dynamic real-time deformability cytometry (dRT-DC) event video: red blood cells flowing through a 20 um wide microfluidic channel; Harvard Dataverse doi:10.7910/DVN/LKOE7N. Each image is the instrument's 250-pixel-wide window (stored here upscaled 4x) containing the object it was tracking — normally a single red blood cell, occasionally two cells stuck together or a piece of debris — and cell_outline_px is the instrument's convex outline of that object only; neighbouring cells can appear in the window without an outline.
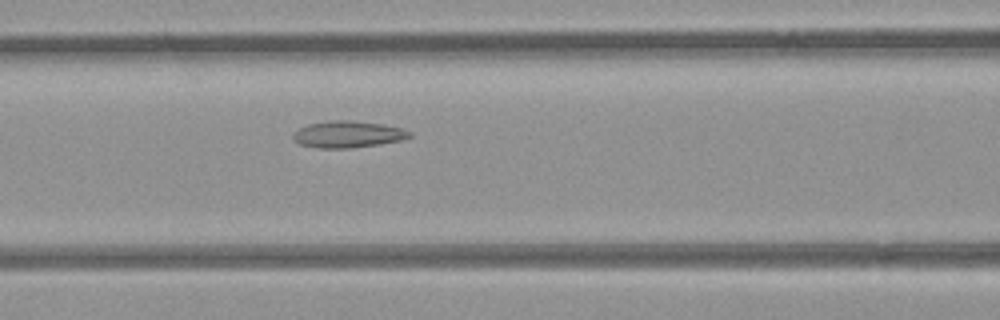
{"species": "common noctule bat (a hibernating species)", "species_latin": "Nyctalus noctula", "temperature_condition": "room temperature", "stored_images_in_passage": 38, "segment_of_instrument_passage": [1, 2], "camera_frame_rate_fps": 3000, "um_per_image_px": 0.085, "animal": {"sex": "female", "body_mass_g": 21.9}, "frame": {"image": 1, "passage_image": 17, "time_ms": 5.333, "image_size_px": [1000, 320], "cell_outline_px": [[412, 136], [404, 140], [380, 144], [352, 148], [316, 148], [300, 144], [292, 140], [292, 136], [300, 128], [308, 124], [328, 120], [352, 120], [380, 124], [400, 128], [412, 132]], "centroid_in_image_um": [29.57, 11.42], "position_along_channel_um": 137.0, "area_um2": 18.21}}
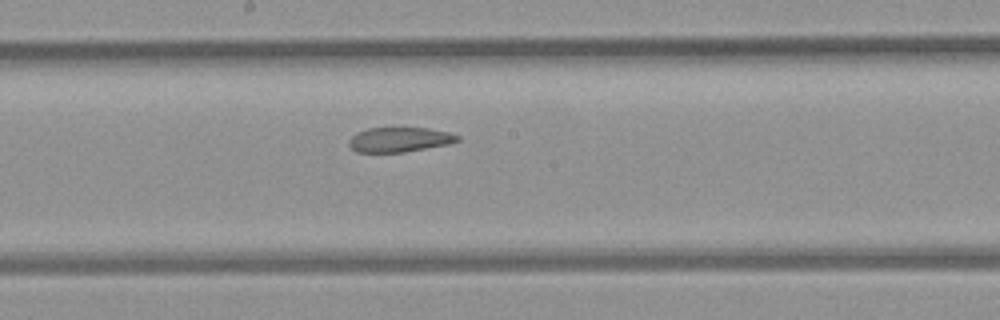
{"frame": {"image": 2, "passage_image": 23, "time_ms": 7.333, "image_size_px": [1000, 320], "cell_outline_px": [[460, 140], [448, 144], [404, 152], [356, 152], [348, 144], [348, 140], [356, 132], [368, 128], [428, 128], [448, 132], [460, 136]], "centroid_in_image_um": [33.94, 11.86], "position_along_channel_um": 214.3, "area_um2": 15.61}}
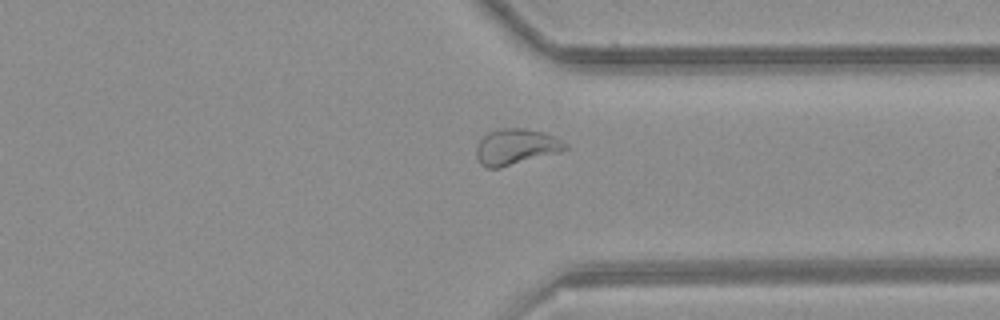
{"frame": {"image": 3, "passage_image": 35, "time_ms": 11.333, "image_size_px": [1000, 320], "cell_outline_px": [[568, 148], [560, 152], [500, 168], [484, 168], [480, 164], [476, 156], [476, 148], [480, 140], [488, 132], [496, 128], [524, 128], [544, 132], [568, 144]], "centroid_in_image_um": [43.83, 12.48], "position_along_channel_um": 367.6, "area_um2": 18.73}}